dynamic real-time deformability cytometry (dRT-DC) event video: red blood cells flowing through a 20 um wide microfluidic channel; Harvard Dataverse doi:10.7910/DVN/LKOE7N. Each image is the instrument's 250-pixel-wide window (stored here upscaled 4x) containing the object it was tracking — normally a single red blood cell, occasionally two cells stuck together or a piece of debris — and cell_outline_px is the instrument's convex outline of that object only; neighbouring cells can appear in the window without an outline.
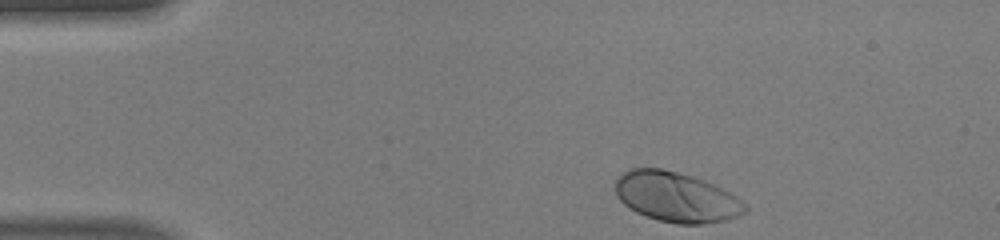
{"species": "human", "species_latin": "Homo sapiens", "temperature_condition": "warm", "stored_images_in_passage": 35, "camera_frame_rate_fps": 3000, "um_per_image_px": 0.085, "donor": {"sex": "male"}, "frame": {"image": 1, "passage_image": 1, "time_ms": 0.0, "image_size_px": [1000, 240], "cell_outline_px": [[748, 208], [740, 216], [724, 220], [704, 224], [676, 224], [644, 216], [628, 208], [616, 196], [616, 176], [628, 168], [660, 168], [692, 176], [704, 180], [736, 196]], "centroid_in_image_um": [57.43, 16.75], "position_along_channel_um": 27.6, "area_um2": 37.8}}
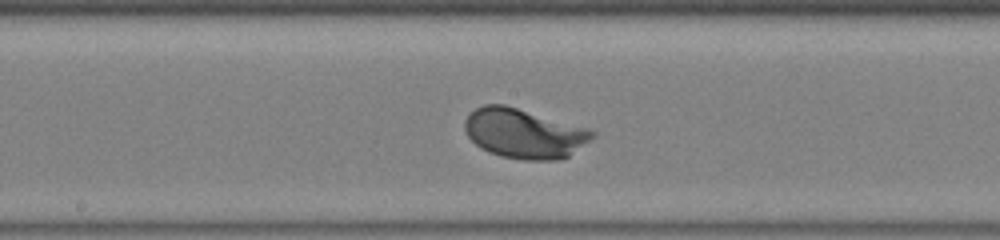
{"frame": {"image": 2, "passage_image": 19, "time_ms": 6.0, "image_size_px": [1000, 240], "cell_outline_px": [[596, 136], [568, 156], [556, 160], [524, 160], [500, 156], [488, 152], [480, 148], [468, 136], [464, 128], [464, 120], [476, 108], [484, 104], [504, 104], [588, 128], [596, 132]], "centroid_in_image_um": [44.54, 11.34], "position_along_channel_um": 203.7, "area_um2": 36.82}}
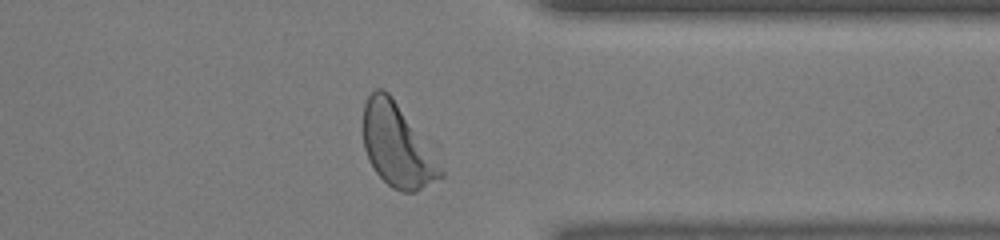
{"frame": {"image": 3, "passage_image": 32, "time_ms": 10.333, "image_size_px": [1000, 240], "cell_outline_px": [[444, 176], [416, 192], [400, 192], [392, 188], [372, 168], [368, 160], [364, 148], [364, 104], [368, 96], [376, 88], [384, 88], [436, 140], [444, 172]], "centroid_in_image_um": [33.93, 12.32], "position_along_channel_um": 377.5, "area_um2": 40.17}, "authors_computed_cell_mechanics": {"area_um2": 36.125, "velocity_mm_per_s": 4.1234, "shape_relaxation_time_tau1_ms": 1.0222, "shape_relaxation_time_tau2_ms": null, "deformation_change_tau1": 0.1342, "deformation_change_tau2": null}}